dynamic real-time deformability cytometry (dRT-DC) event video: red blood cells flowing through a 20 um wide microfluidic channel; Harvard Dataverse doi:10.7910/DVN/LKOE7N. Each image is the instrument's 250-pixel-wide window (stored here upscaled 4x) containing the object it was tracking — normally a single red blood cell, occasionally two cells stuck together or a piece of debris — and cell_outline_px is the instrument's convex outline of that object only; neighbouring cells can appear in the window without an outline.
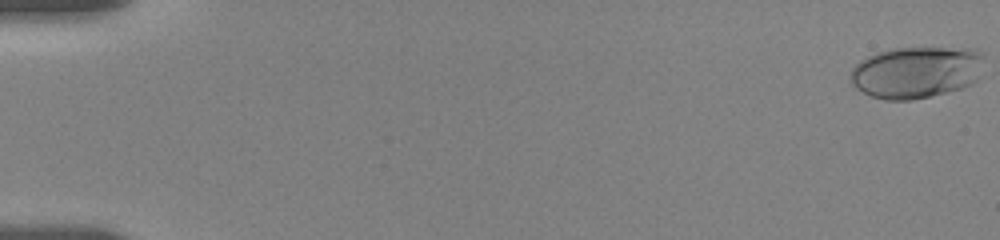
{"species": "human", "species_latin": "Homo sapiens", "temperature_condition": "room temperature", "stored_images_in_passage": 10, "camera_frame_rate_fps": 3000, "um_per_image_px": 0.085, "donor": {"sex": "female"}, "frame": {"image": 1, "passage_image": 1, "time_ms": 0.0, "image_size_px": [1000, 240], "cell_outline_px": [[984, 56], [976, 80], [972, 84], [960, 88], [912, 100], [884, 100], [872, 96], [856, 88], [852, 84], [848, 76], [852, 68], [860, 60], [876, 52], [892, 48], [976, 48], [984, 52]], "centroid_in_image_um": [77.86, 6.12], "position_along_channel_um": 7.1, "area_um2": 40.46}}
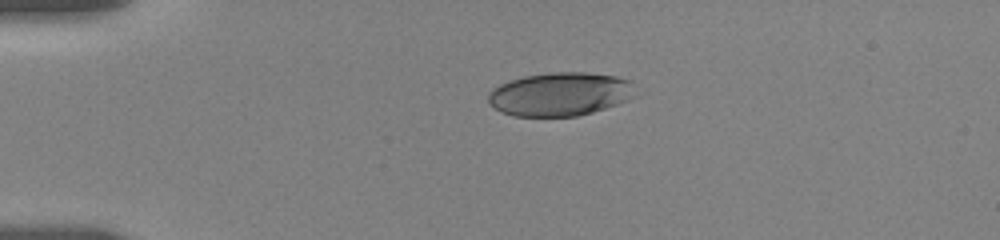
{"frame": {"image": 2, "passage_image": 6, "time_ms": 4.333, "image_size_px": [1000, 240], "cell_outline_px": [[644, 92], [628, 100], [592, 112], [576, 116], [512, 116], [500, 112], [488, 104], [488, 92], [500, 84], [524, 76], [548, 72], [584, 72], [616, 76], [632, 80]], "centroid_in_image_um": [47.69, 7.99], "position_along_channel_um": 37.3, "area_um2": 38.09}}
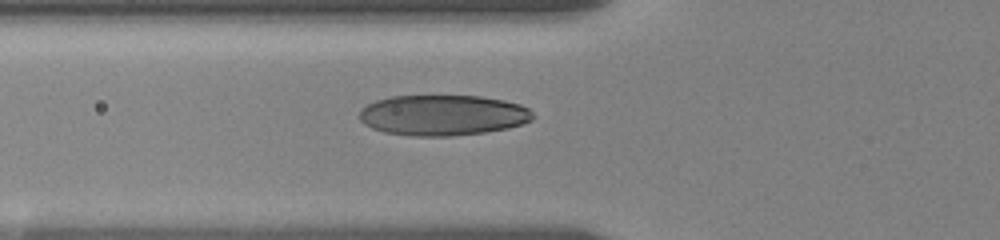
{"frame": {"image": 3, "passage_image": 10, "time_ms": 7.0, "image_size_px": [1000, 240], "cell_outline_px": [[536, 116], [532, 120], [508, 128], [484, 132], [452, 136], [412, 136], [384, 132], [372, 128], [364, 124], [360, 120], [360, 108], [376, 100], [392, 96], [480, 96], [504, 100], [520, 104], [528, 108]], "centroid_in_image_um": [37.64, 9.79], "position_along_channel_um": 88.2, "area_um2": 41.15}}